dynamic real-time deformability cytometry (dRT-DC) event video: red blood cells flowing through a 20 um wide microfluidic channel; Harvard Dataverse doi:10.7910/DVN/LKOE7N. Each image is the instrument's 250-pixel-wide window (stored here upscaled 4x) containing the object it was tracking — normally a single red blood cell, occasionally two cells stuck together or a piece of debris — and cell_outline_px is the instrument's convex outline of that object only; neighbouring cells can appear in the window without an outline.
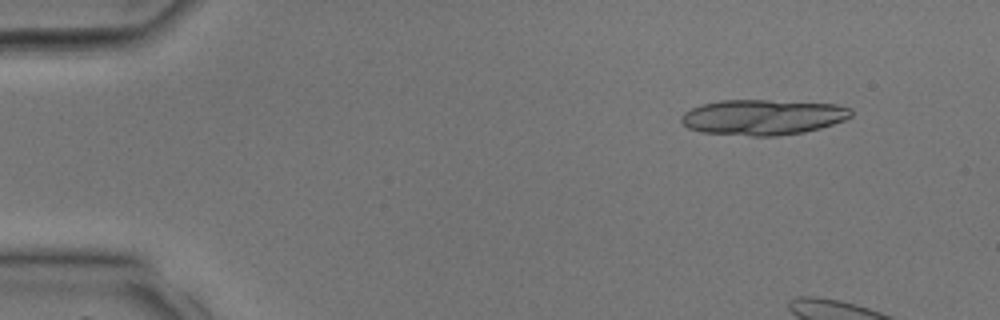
{"species": "common noctule bat (a hibernating species)", "species_latin": "Nyctalus noctula", "temperature_condition": "room temperature", "stored_images_in_passage": 12, "camera_frame_rate_fps": 3000, "um_per_image_px": 0.085, "animal": {"sex": "male", "body_mass_g": 17.9, "forearm_length_mm": 54.2}, "frame": {"image": 1, "passage_image": 4, "time_ms": 1.0, "image_size_px": [1000, 320], "cell_outline_px": [[852, 116], [844, 120], [820, 128], [804, 132], [776, 136], [752, 136], [700, 132], [688, 128], [680, 120], [680, 116], [684, 112], [692, 108], [704, 104], [720, 100], [768, 100], [836, 104], [852, 108]], "centroid_in_image_um": [64.84, 9.96], "position_along_channel_um": 20.2, "area_um2": 35.14}}